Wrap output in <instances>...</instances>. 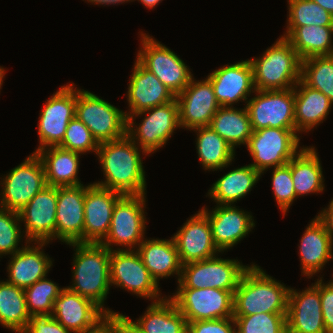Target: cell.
Returning <instances> with one entry per match:
<instances>
[{
  "label": "cell",
  "instance_id": "23",
  "mask_svg": "<svg viewBox=\"0 0 333 333\" xmlns=\"http://www.w3.org/2000/svg\"><path fill=\"white\" fill-rule=\"evenodd\" d=\"M88 185L57 187L55 239L65 244L82 242L84 200Z\"/></svg>",
  "mask_w": 333,
  "mask_h": 333
},
{
  "label": "cell",
  "instance_id": "39",
  "mask_svg": "<svg viewBox=\"0 0 333 333\" xmlns=\"http://www.w3.org/2000/svg\"><path fill=\"white\" fill-rule=\"evenodd\" d=\"M286 26H333V15L312 0H288Z\"/></svg>",
  "mask_w": 333,
  "mask_h": 333
},
{
  "label": "cell",
  "instance_id": "5",
  "mask_svg": "<svg viewBox=\"0 0 333 333\" xmlns=\"http://www.w3.org/2000/svg\"><path fill=\"white\" fill-rule=\"evenodd\" d=\"M141 116L144 117L137 124L135 118ZM177 128L181 127L176 98L171 102L140 111L127 118V136L149 155L166 145Z\"/></svg>",
  "mask_w": 333,
  "mask_h": 333
},
{
  "label": "cell",
  "instance_id": "51",
  "mask_svg": "<svg viewBox=\"0 0 333 333\" xmlns=\"http://www.w3.org/2000/svg\"><path fill=\"white\" fill-rule=\"evenodd\" d=\"M88 3H94L96 5H117V4H123V3H127V2H132V0H85Z\"/></svg>",
  "mask_w": 333,
  "mask_h": 333
},
{
  "label": "cell",
  "instance_id": "41",
  "mask_svg": "<svg viewBox=\"0 0 333 333\" xmlns=\"http://www.w3.org/2000/svg\"><path fill=\"white\" fill-rule=\"evenodd\" d=\"M287 313L233 315L236 333H287Z\"/></svg>",
  "mask_w": 333,
  "mask_h": 333
},
{
  "label": "cell",
  "instance_id": "35",
  "mask_svg": "<svg viewBox=\"0 0 333 333\" xmlns=\"http://www.w3.org/2000/svg\"><path fill=\"white\" fill-rule=\"evenodd\" d=\"M196 132L198 159L204 170L218 171L228 168L235 157V149L210 126L192 129Z\"/></svg>",
  "mask_w": 333,
  "mask_h": 333
},
{
  "label": "cell",
  "instance_id": "54",
  "mask_svg": "<svg viewBox=\"0 0 333 333\" xmlns=\"http://www.w3.org/2000/svg\"><path fill=\"white\" fill-rule=\"evenodd\" d=\"M5 74H6V70L4 69V67L0 66V90L2 89V85H3V78H5ZM1 92V91H0Z\"/></svg>",
  "mask_w": 333,
  "mask_h": 333
},
{
  "label": "cell",
  "instance_id": "21",
  "mask_svg": "<svg viewBox=\"0 0 333 333\" xmlns=\"http://www.w3.org/2000/svg\"><path fill=\"white\" fill-rule=\"evenodd\" d=\"M122 194L89 183L84 200L83 243H101L107 236L112 212Z\"/></svg>",
  "mask_w": 333,
  "mask_h": 333
},
{
  "label": "cell",
  "instance_id": "34",
  "mask_svg": "<svg viewBox=\"0 0 333 333\" xmlns=\"http://www.w3.org/2000/svg\"><path fill=\"white\" fill-rule=\"evenodd\" d=\"M133 322L146 333H187V320L169 296L152 302Z\"/></svg>",
  "mask_w": 333,
  "mask_h": 333
},
{
  "label": "cell",
  "instance_id": "29",
  "mask_svg": "<svg viewBox=\"0 0 333 333\" xmlns=\"http://www.w3.org/2000/svg\"><path fill=\"white\" fill-rule=\"evenodd\" d=\"M40 157L44 170L46 184L54 187L78 186L80 155L78 152L64 149L60 146H50L36 152Z\"/></svg>",
  "mask_w": 333,
  "mask_h": 333
},
{
  "label": "cell",
  "instance_id": "14",
  "mask_svg": "<svg viewBox=\"0 0 333 333\" xmlns=\"http://www.w3.org/2000/svg\"><path fill=\"white\" fill-rule=\"evenodd\" d=\"M187 322L233 317V293L215 288H177L169 296Z\"/></svg>",
  "mask_w": 333,
  "mask_h": 333
},
{
  "label": "cell",
  "instance_id": "12",
  "mask_svg": "<svg viewBox=\"0 0 333 333\" xmlns=\"http://www.w3.org/2000/svg\"><path fill=\"white\" fill-rule=\"evenodd\" d=\"M110 284L135 296L156 302L164 299L159 284L144 266L136 250H113L110 253Z\"/></svg>",
  "mask_w": 333,
  "mask_h": 333
},
{
  "label": "cell",
  "instance_id": "24",
  "mask_svg": "<svg viewBox=\"0 0 333 333\" xmlns=\"http://www.w3.org/2000/svg\"><path fill=\"white\" fill-rule=\"evenodd\" d=\"M107 313L91 299L67 287L54 300L50 316L73 333H83L95 326Z\"/></svg>",
  "mask_w": 333,
  "mask_h": 333
},
{
  "label": "cell",
  "instance_id": "15",
  "mask_svg": "<svg viewBox=\"0 0 333 333\" xmlns=\"http://www.w3.org/2000/svg\"><path fill=\"white\" fill-rule=\"evenodd\" d=\"M76 86L74 83L61 86L44 104L39 116V146L34 151L58 146L64 136L68 123L75 117Z\"/></svg>",
  "mask_w": 333,
  "mask_h": 333
},
{
  "label": "cell",
  "instance_id": "3",
  "mask_svg": "<svg viewBox=\"0 0 333 333\" xmlns=\"http://www.w3.org/2000/svg\"><path fill=\"white\" fill-rule=\"evenodd\" d=\"M290 287L252 263L233 294V315L287 313Z\"/></svg>",
  "mask_w": 333,
  "mask_h": 333
},
{
  "label": "cell",
  "instance_id": "13",
  "mask_svg": "<svg viewBox=\"0 0 333 333\" xmlns=\"http://www.w3.org/2000/svg\"><path fill=\"white\" fill-rule=\"evenodd\" d=\"M254 95L245 105L253 131L268 127L296 130L294 88L255 90Z\"/></svg>",
  "mask_w": 333,
  "mask_h": 333
},
{
  "label": "cell",
  "instance_id": "53",
  "mask_svg": "<svg viewBox=\"0 0 333 333\" xmlns=\"http://www.w3.org/2000/svg\"><path fill=\"white\" fill-rule=\"evenodd\" d=\"M138 1H140L143 4V6H145L146 8L153 9L155 8V6L159 5L160 2H162L163 0H138Z\"/></svg>",
  "mask_w": 333,
  "mask_h": 333
},
{
  "label": "cell",
  "instance_id": "36",
  "mask_svg": "<svg viewBox=\"0 0 333 333\" xmlns=\"http://www.w3.org/2000/svg\"><path fill=\"white\" fill-rule=\"evenodd\" d=\"M209 126L234 149L240 145L246 146L253 133L246 106L244 108L221 106Z\"/></svg>",
  "mask_w": 333,
  "mask_h": 333
},
{
  "label": "cell",
  "instance_id": "26",
  "mask_svg": "<svg viewBox=\"0 0 333 333\" xmlns=\"http://www.w3.org/2000/svg\"><path fill=\"white\" fill-rule=\"evenodd\" d=\"M47 244L49 242H28L21 250L11 255L6 281L25 289L47 277L54 261L43 251Z\"/></svg>",
  "mask_w": 333,
  "mask_h": 333
},
{
  "label": "cell",
  "instance_id": "11",
  "mask_svg": "<svg viewBox=\"0 0 333 333\" xmlns=\"http://www.w3.org/2000/svg\"><path fill=\"white\" fill-rule=\"evenodd\" d=\"M46 185L43 163L33 152L1 179L0 207L19 212Z\"/></svg>",
  "mask_w": 333,
  "mask_h": 333
},
{
  "label": "cell",
  "instance_id": "28",
  "mask_svg": "<svg viewBox=\"0 0 333 333\" xmlns=\"http://www.w3.org/2000/svg\"><path fill=\"white\" fill-rule=\"evenodd\" d=\"M171 239H147L136 249L144 266L159 284L160 279L175 276L177 283L182 273V264L173 237Z\"/></svg>",
  "mask_w": 333,
  "mask_h": 333
},
{
  "label": "cell",
  "instance_id": "42",
  "mask_svg": "<svg viewBox=\"0 0 333 333\" xmlns=\"http://www.w3.org/2000/svg\"><path fill=\"white\" fill-rule=\"evenodd\" d=\"M20 218L18 212L11 211L0 207V257L3 255H13L21 250L23 246H20V242H23L22 238L23 230L21 227ZM22 240V241H21Z\"/></svg>",
  "mask_w": 333,
  "mask_h": 333
},
{
  "label": "cell",
  "instance_id": "30",
  "mask_svg": "<svg viewBox=\"0 0 333 333\" xmlns=\"http://www.w3.org/2000/svg\"><path fill=\"white\" fill-rule=\"evenodd\" d=\"M296 132L308 133L326 120L333 103L322 92L310 88L301 79L294 87Z\"/></svg>",
  "mask_w": 333,
  "mask_h": 333
},
{
  "label": "cell",
  "instance_id": "22",
  "mask_svg": "<svg viewBox=\"0 0 333 333\" xmlns=\"http://www.w3.org/2000/svg\"><path fill=\"white\" fill-rule=\"evenodd\" d=\"M172 237L182 265L210 259L221 253L213 241L208 217L200 209Z\"/></svg>",
  "mask_w": 333,
  "mask_h": 333
},
{
  "label": "cell",
  "instance_id": "6",
  "mask_svg": "<svg viewBox=\"0 0 333 333\" xmlns=\"http://www.w3.org/2000/svg\"><path fill=\"white\" fill-rule=\"evenodd\" d=\"M75 116L91 131L98 144L119 140L127 135L124 111L102 97L77 87Z\"/></svg>",
  "mask_w": 333,
  "mask_h": 333
},
{
  "label": "cell",
  "instance_id": "49",
  "mask_svg": "<svg viewBox=\"0 0 333 333\" xmlns=\"http://www.w3.org/2000/svg\"><path fill=\"white\" fill-rule=\"evenodd\" d=\"M317 214L316 217L323 223L326 231L333 238V198L330 200L329 205Z\"/></svg>",
  "mask_w": 333,
  "mask_h": 333
},
{
  "label": "cell",
  "instance_id": "18",
  "mask_svg": "<svg viewBox=\"0 0 333 333\" xmlns=\"http://www.w3.org/2000/svg\"><path fill=\"white\" fill-rule=\"evenodd\" d=\"M318 277L315 283L302 291L290 287L287 333H326L321 310L320 276Z\"/></svg>",
  "mask_w": 333,
  "mask_h": 333
},
{
  "label": "cell",
  "instance_id": "33",
  "mask_svg": "<svg viewBox=\"0 0 333 333\" xmlns=\"http://www.w3.org/2000/svg\"><path fill=\"white\" fill-rule=\"evenodd\" d=\"M291 174L296 197L320 194L325 189L320 158L314 146H305L291 159Z\"/></svg>",
  "mask_w": 333,
  "mask_h": 333
},
{
  "label": "cell",
  "instance_id": "50",
  "mask_svg": "<svg viewBox=\"0 0 333 333\" xmlns=\"http://www.w3.org/2000/svg\"><path fill=\"white\" fill-rule=\"evenodd\" d=\"M121 330L122 333H146L140 329L131 318L121 313Z\"/></svg>",
  "mask_w": 333,
  "mask_h": 333
},
{
  "label": "cell",
  "instance_id": "1",
  "mask_svg": "<svg viewBox=\"0 0 333 333\" xmlns=\"http://www.w3.org/2000/svg\"><path fill=\"white\" fill-rule=\"evenodd\" d=\"M141 150L127 135L99 144L96 155L105 180L94 184L122 195L146 194V173L141 155L148 154Z\"/></svg>",
  "mask_w": 333,
  "mask_h": 333
},
{
  "label": "cell",
  "instance_id": "25",
  "mask_svg": "<svg viewBox=\"0 0 333 333\" xmlns=\"http://www.w3.org/2000/svg\"><path fill=\"white\" fill-rule=\"evenodd\" d=\"M126 117L173 101L176 96L137 59L129 79Z\"/></svg>",
  "mask_w": 333,
  "mask_h": 333
},
{
  "label": "cell",
  "instance_id": "27",
  "mask_svg": "<svg viewBox=\"0 0 333 333\" xmlns=\"http://www.w3.org/2000/svg\"><path fill=\"white\" fill-rule=\"evenodd\" d=\"M298 247L301 273L306 278L311 279L320 273L326 263L333 259V238L316 216L306 226Z\"/></svg>",
  "mask_w": 333,
  "mask_h": 333
},
{
  "label": "cell",
  "instance_id": "43",
  "mask_svg": "<svg viewBox=\"0 0 333 333\" xmlns=\"http://www.w3.org/2000/svg\"><path fill=\"white\" fill-rule=\"evenodd\" d=\"M58 146L81 154L91 151L96 154L99 144L86 125L75 116L68 123L65 136Z\"/></svg>",
  "mask_w": 333,
  "mask_h": 333
},
{
  "label": "cell",
  "instance_id": "38",
  "mask_svg": "<svg viewBox=\"0 0 333 333\" xmlns=\"http://www.w3.org/2000/svg\"><path fill=\"white\" fill-rule=\"evenodd\" d=\"M301 80L333 103V55L302 60Z\"/></svg>",
  "mask_w": 333,
  "mask_h": 333
},
{
  "label": "cell",
  "instance_id": "47",
  "mask_svg": "<svg viewBox=\"0 0 333 333\" xmlns=\"http://www.w3.org/2000/svg\"><path fill=\"white\" fill-rule=\"evenodd\" d=\"M320 277V299L326 333H333V282L324 283Z\"/></svg>",
  "mask_w": 333,
  "mask_h": 333
},
{
  "label": "cell",
  "instance_id": "40",
  "mask_svg": "<svg viewBox=\"0 0 333 333\" xmlns=\"http://www.w3.org/2000/svg\"><path fill=\"white\" fill-rule=\"evenodd\" d=\"M64 289L47 277L24 289L26 306L30 316L50 315L54 300Z\"/></svg>",
  "mask_w": 333,
  "mask_h": 333
},
{
  "label": "cell",
  "instance_id": "7",
  "mask_svg": "<svg viewBox=\"0 0 333 333\" xmlns=\"http://www.w3.org/2000/svg\"><path fill=\"white\" fill-rule=\"evenodd\" d=\"M146 199V194L122 195L114 206L109 232L101 244L110 251L136 250L146 231Z\"/></svg>",
  "mask_w": 333,
  "mask_h": 333
},
{
  "label": "cell",
  "instance_id": "16",
  "mask_svg": "<svg viewBox=\"0 0 333 333\" xmlns=\"http://www.w3.org/2000/svg\"><path fill=\"white\" fill-rule=\"evenodd\" d=\"M57 187L46 185L19 212L24 223L25 242H52L55 239Z\"/></svg>",
  "mask_w": 333,
  "mask_h": 333
},
{
  "label": "cell",
  "instance_id": "19",
  "mask_svg": "<svg viewBox=\"0 0 333 333\" xmlns=\"http://www.w3.org/2000/svg\"><path fill=\"white\" fill-rule=\"evenodd\" d=\"M216 205L212 210L204 206L201 211L208 217L217 249L224 253L250 234L255 221L250 212L239 209L235 204Z\"/></svg>",
  "mask_w": 333,
  "mask_h": 333
},
{
  "label": "cell",
  "instance_id": "31",
  "mask_svg": "<svg viewBox=\"0 0 333 333\" xmlns=\"http://www.w3.org/2000/svg\"><path fill=\"white\" fill-rule=\"evenodd\" d=\"M285 38L301 60L333 55V26H287Z\"/></svg>",
  "mask_w": 333,
  "mask_h": 333
},
{
  "label": "cell",
  "instance_id": "48",
  "mask_svg": "<svg viewBox=\"0 0 333 333\" xmlns=\"http://www.w3.org/2000/svg\"><path fill=\"white\" fill-rule=\"evenodd\" d=\"M83 333H122L121 330V314L105 315L95 326Z\"/></svg>",
  "mask_w": 333,
  "mask_h": 333
},
{
  "label": "cell",
  "instance_id": "44",
  "mask_svg": "<svg viewBox=\"0 0 333 333\" xmlns=\"http://www.w3.org/2000/svg\"><path fill=\"white\" fill-rule=\"evenodd\" d=\"M271 181L275 201L285 216L297 199L292 181L291 160L286 165L273 168Z\"/></svg>",
  "mask_w": 333,
  "mask_h": 333
},
{
  "label": "cell",
  "instance_id": "20",
  "mask_svg": "<svg viewBox=\"0 0 333 333\" xmlns=\"http://www.w3.org/2000/svg\"><path fill=\"white\" fill-rule=\"evenodd\" d=\"M217 102L222 107H233L239 101L246 104L255 92L253 68L249 59L225 64L209 73Z\"/></svg>",
  "mask_w": 333,
  "mask_h": 333
},
{
  "label": "cell",
  "instance_id": "32",
  "mask_svg": "<svg viewBox=\"0 0 333 333\" xmlns=\"http://www.w3.org/2000/svg\"><path fill=\"white\" fill-rule=\"evenodd\" d=\"M261 175L250 164L235 168L218 178L208 190L207 196L218 205H233L251 192Z\"/></svg>",
  "mask_w": 333,
  "mask_h": 333
},
{
  "label": "cell",
  "instance_id": "52",
  "mask_svg": "<svg viewBox=\"0 0 333 333\" xmlns=\"http://www.w3.org/2000/svg\"><path fill=\"white\" fill-rule=\"evenodd\" d=\"M333 15V0H312Z\"/></svg>",
  "mask_w": 333,
  "mask_h": 333
},
{
  "label": "cell",
  "instance_id": "17",
  "mask_svg": "<svg viewBox=\"0 0 333 333\" xmlns=\"http://www.w3.org/2000/svg\"><path fill=\"white\" fill-rule=\"evenodd\" d=\"M179 106V123L183 129L191 131L197 127L209 126L213 116L221 107L217 102L211 81L206 77H194L184 90L176 95Z\"/></svg>",
  "mask_w": 333,
  "mask_h": 333
},
{
  "label": "cell",
  "instance_id": "46",
  "mask_svg": "<svg viewBox=\"0 0 333 333\" xmlns=\"http://www.w3.org/2000/svg\"><path fill=\"white\" fill-rule=\"evenodd\" d=\"M22 333H72L50 315L31 316Z\"/></svg>",
  "mask_w": 333,
  "mask_h": 333
},
{
  "label": "cell",
  "instance_id": "8",
  "mask_svg": "<svg viewBox=\"0 0 333 333\" xmlns=\"http://www.w3.org/2000/svg\"><path fill=\"white\" fill-rule=\"evenodd\" d=\"M296 130L262 128L253 131L246 145L253 162L250 164L262 175L268 169L283 166L303 148Z\"/></svg>",
  "mask_w": 333,
  "mask_h": 333
},
{
  "label": "cell",
  "instance_id": "4",
  "mask_svg": "<svg viewBox=\"0 0 333 333\" xmlns=\"http://www.w3.org/2000/svg\"><path fill=\"white\" fill-rule=\"evenodd\" d=\"M277 39L263 55L249 59L255 90L291 89L301 79V58L285 38Z\"/></svg>",
  "mask_w": 333,
  "mask_h": 333
},
{
  "label": "cell",
  "instance_id": "37",
  "mask_svg": "<svg viewBox=\"0 0 333 333\" xmlns=\"http://www.w3.org/2000/svg\"><path fill=\"white\" fill-rule=\"evenodd\" d=\"M30 314L26 306L24 289L7 281H0V324L15 333H22Z\"/></svg>",
  "mask_w": 333,
  "mask_h": 333
},
{
  "label": "cell",
  "instance_id": "10",
  "mask_svg": "<svg viewBox=\"0 0 333 333\" xmlns=\"http://www.w3.org/2000/svg\"><path fill=\"white\" fill-rule=\"evenodd\" d=\"M219 255L182 265L177 288H215L233 294L239 281L250 265L236 259H223Z\"/></svg>",
  "mask_w": 333,
  "mask_h": 333
},
{
  "label": "cell",
  "instance_id": "45",
  "mask_svg": "<svg viewBox=\"0 0 333 333\" xmlns=\"http://www.w3.org/2000/svg\"><path fill=\"white\" fill-rule=\"evenodd\" d=\"M187 333H236L234 318L187 322Z\"/></svg>",
  "mask_w": 333,
  "mask_h": 333
},
{
  "label": "cell",
  "instance_id": "9",
  "mask_svg": "<svg viewBox=\"0 0 333 333\" xmlns=\"http://www.w3.org/2000/svg\"><path fill=\"white\" fill-rule=\"evenodd\" d=\"M140 33L141 45L136 59L176 96L194 77L190 68L170 48L149 34Z\"/></svg>",
  "mask_w": 333,
  "mask_h": 333
},
{
  "label": "cell",
  "instance_id": "2",
  "mask_svg": "<svg viewBox=\"0 0 333 333\" xmlns=\"http://www.w3.org/2000/svg\"><path fill=\"white\" fill-rule=\"evenodd\" d=\"M74 249L72 285L66 286L72 292L87 297L100 306L107 314H114L104 305L110 284V253L101 243H69Z\"/></svg>",
  "mask_w": 333,
  "mask_h": 333
}]
</instances>
